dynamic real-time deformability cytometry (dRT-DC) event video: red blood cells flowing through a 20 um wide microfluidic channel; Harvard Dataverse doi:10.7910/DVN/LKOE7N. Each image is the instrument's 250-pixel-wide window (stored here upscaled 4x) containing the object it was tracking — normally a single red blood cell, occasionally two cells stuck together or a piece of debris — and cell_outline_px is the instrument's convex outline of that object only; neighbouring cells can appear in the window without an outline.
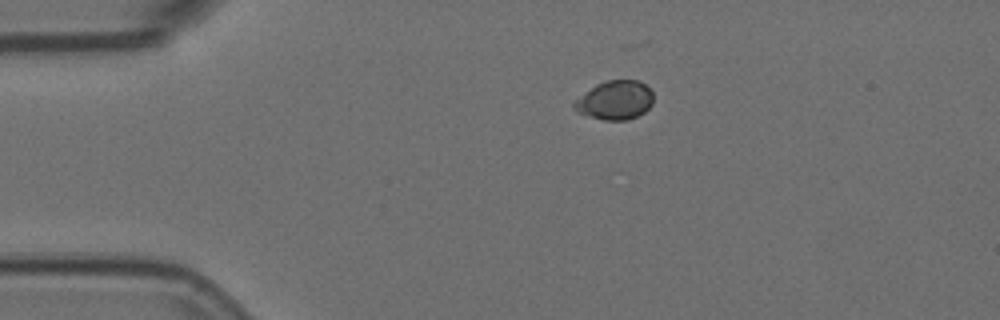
{"species": "Egyptian fruit bat (a non-hibernating species)", "species_latin": "Rousettus aegyptiacus", "temperature_condition": "room temperature", "stored_images_in_passage": 2, "camera_frame_rate_fps": 3000, "um_per_image_px": 0.085, "animal": {"sex": "female"}, "frame": {"image": 1, "passage_image": 1, "time_ms": 0.0, "image_size_px": [1000, 320], "cell_outline_px": [[652, 104], [644, 112], [628, 120], [604, 120], [576, 112], [572, 104], [576, 100], [596, 84], [608, 80], [640, 80], [652, 92]], "centroid_in_image_um": [52.28, 8.52], "position_along_channel_um": 32.7, "area_um2": 17.74}}